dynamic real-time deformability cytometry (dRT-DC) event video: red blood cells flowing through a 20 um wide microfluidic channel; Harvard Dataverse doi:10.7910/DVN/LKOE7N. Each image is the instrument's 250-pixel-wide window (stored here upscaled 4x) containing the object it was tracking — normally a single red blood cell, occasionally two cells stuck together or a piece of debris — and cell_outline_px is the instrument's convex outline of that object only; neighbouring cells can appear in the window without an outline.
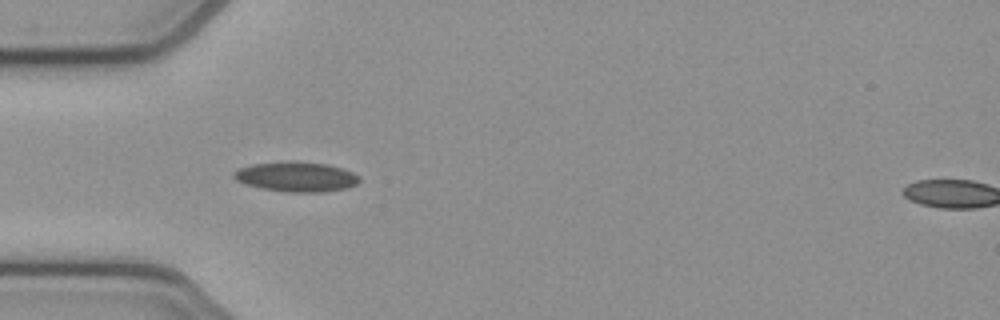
{"species": "common noctule bat (a hibernating species)", "species_latin": "Nyctalus noctula", "temperature_condition": "cold", "stored_images_in_passage": 15, "camera_frame_rate_fps": 3000, "um_per_image_px": 0.085, "animal": {"sex": "female", "body_mass_g": 21.9}, "frame": {"image": 1, "passage_image": 5, "time_ms": 1.333, "image_size_px": [1000, 320], "cell_outline_px": [[360, 180], [356, 184], [348, 188], [324, 192], [288, 192], [260, 188], [244, 184], [236, 180], [232, 176], [232, 172], [240, 168], [252, 164], [280, 160], [296, 160], [328, 164], [344, 168], [360, 176]], "centroid_in_image_um": [25.18, 15.0], "position_along_channel_um": 59.8, "area_um2": 22.48}}
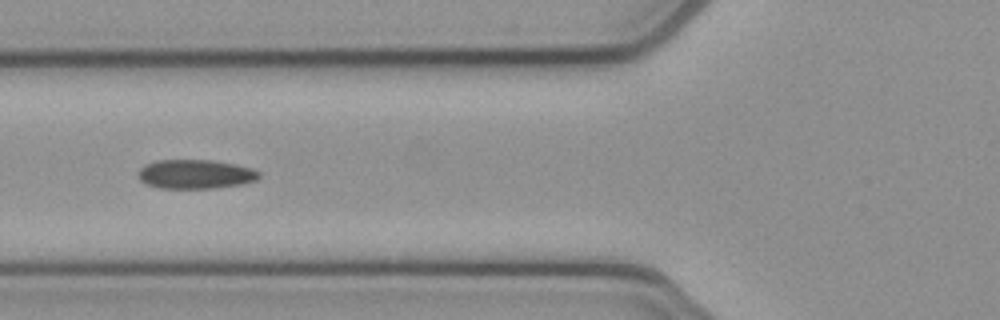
{"frame": {"image": 2, "passage_image": 9, "time_ms": 2.667, "image_size_px": [1000, 320], "cell_outline_px": [[260, 176], [256, 180], [244, 184], [212, 188], [156, 188], [144, 184], [140, 180], [136, 172], [144, 164], [156, 160], [212, 160], [236, 164], [252, 168], [260, 172]], "centroid_in_image_um": [16.57, 14.8], "position_along_channel_um": 109.2, "area_um2": 20.87}}